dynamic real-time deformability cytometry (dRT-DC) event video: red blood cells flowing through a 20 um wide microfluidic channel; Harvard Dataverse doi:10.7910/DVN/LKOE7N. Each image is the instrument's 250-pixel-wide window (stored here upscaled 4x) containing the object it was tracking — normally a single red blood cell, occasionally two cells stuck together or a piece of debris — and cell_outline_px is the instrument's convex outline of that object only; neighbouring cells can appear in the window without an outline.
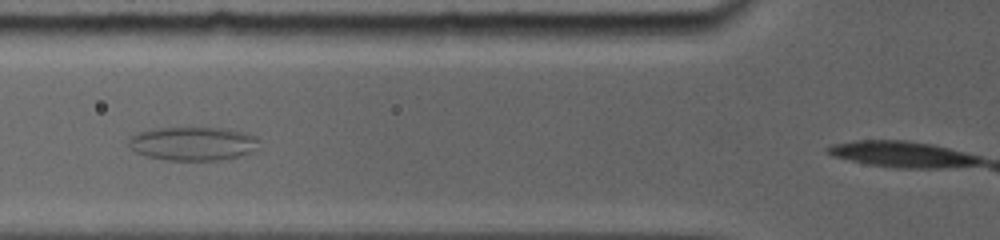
{"species": "common noctule bat (a hibernating species)", "species_latin": "Nyctalus noctula", "temperature_condition": "room temperature", "stored_images_in_passage": 12, "camera_frame_rate_fps": 5000, "um_per_image_px": 0.085, "animal": {"sex": "female", "body_mass_g": 19.0, "forearm_length_mm": 56.7}, "frame": {"image": 1, "passage_image": 9, "time_ms": 3.8, "image_size_px": [1000, 240], "cell_outline_px": [[260, 152], [220, 160], [164, 160], [148, 156], [136, 152], [128, 144], [128, 140], [136, 132], [156, 128], [228, 128], [244, 132], [256, 136]], "centroid_in_image_um": [16.47, 12.21], "position_along_channel_um": 109.3, "area_um2": 25.95}}